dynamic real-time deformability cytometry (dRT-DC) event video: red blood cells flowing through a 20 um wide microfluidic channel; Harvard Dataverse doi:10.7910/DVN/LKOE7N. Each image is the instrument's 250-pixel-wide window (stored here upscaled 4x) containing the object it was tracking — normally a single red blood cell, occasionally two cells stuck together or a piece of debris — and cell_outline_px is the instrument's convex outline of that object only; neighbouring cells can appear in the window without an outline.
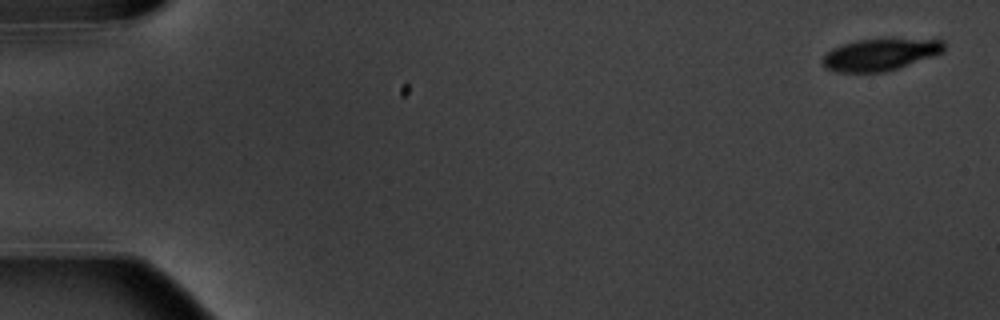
{"species": "common noctule bat (a hibernating species)", "species_latin": "Nyctalus noctula", "temperature_condition": "warm", "stored_images_in_passage": 6, "camera_frame_rate_fps": 3000, "um_per_image_px": 0.085, "animal": {"sex": "male", "body_mass_g": 20.1, "forearm_length_mm": 53.5}, "frame": {"image": 1, "passage_image": 1, "time_ms": 0.0, "image_size_px": [1000, 320], "cell_outline_px": [[944, 52], [884, 72], [836, 72], [824, 68], [820, 60], [832, 48], [856, 40], [944, 40]], "centroid_in_image_um": [74.74, 4.66], "position_along_channel_um": 10.3, "area_um2": 22.02}}
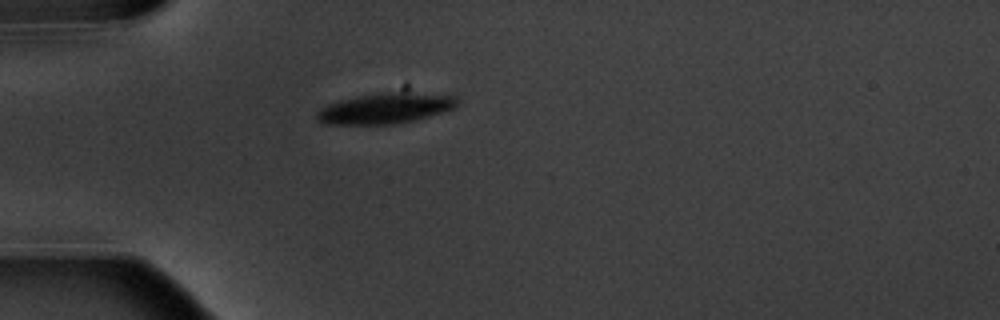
{"frame": {"image": 2, "passage_image": 5, "time_ms": 5.0, "image_size_px": [1000, 320], "cell_outline_px": [[460, 104], [456, 108], [412, 120], [392, 124], [324, 124], [316, 116], [316, 112], [320, 108], [328, 104], [340, 100], [356, 96], [380, 92], [416, 92], [456, 96], [460, 100]], "centroid_in_image_um": [32.79, 9.18], "position_along_channel_um": 52.2, "area_um2": 25.09}}